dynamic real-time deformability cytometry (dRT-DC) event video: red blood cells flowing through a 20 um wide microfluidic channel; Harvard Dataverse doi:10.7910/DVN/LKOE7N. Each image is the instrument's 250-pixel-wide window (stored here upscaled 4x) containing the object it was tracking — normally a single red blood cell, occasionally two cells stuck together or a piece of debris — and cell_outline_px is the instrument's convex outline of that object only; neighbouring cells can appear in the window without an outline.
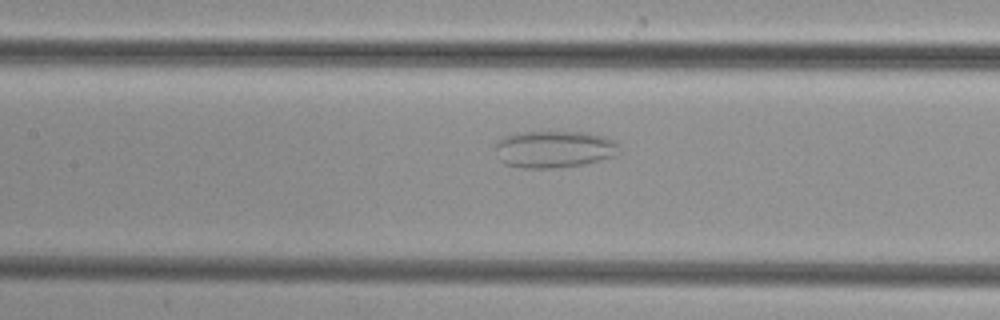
{"species": "common noctule bat (a hibernating species)", "species_latin": "Nyctalus noctula", "temperature_condition": "cold", "stored_images_in_passage": 50, "camera_frame_rate_fps": 3000, "um_per_image_px": 0.085, "animal": {"sex": "female", "body_mass_g": 29.2, "forearm_length_mm": 56.3}, "frame": {"image": 1, "passage_image": 23, "time_ms": 7.333, "image_size_px": [1000, 320], "cell_outline_px": [[620, 156], [584, 164], [556, 168], [520, 168], [504, 164], [500, 160], [496, 148], [496, 140], [504, 136], [516, 132], [588, 132], [604, 136], [620, 144]], "centroid_in_image_um": [47.15, 12.68], "position_along_channel_um": 160.3, "area_um2": 27.28}}
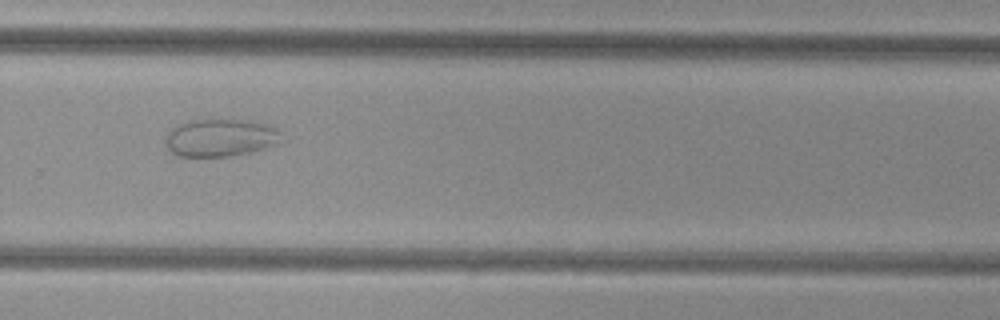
{"frame": {"image": 2, "passage_image": 34, "time_ms": 11.0, "image_size_px": [1000, 320], "cell_outline_px": [[280, 132], [272, 144], [264, 148], [232, 156], [176, 156], [168, 148], [164, 140], [168, 132], [172, 128], [188, 120], [252, 120], [268, 124], [276, 128]], "centroid_in_image_um": [18.66, 11.7], "position_along_channel_um": 311.1, "area_um2": 24.97}}
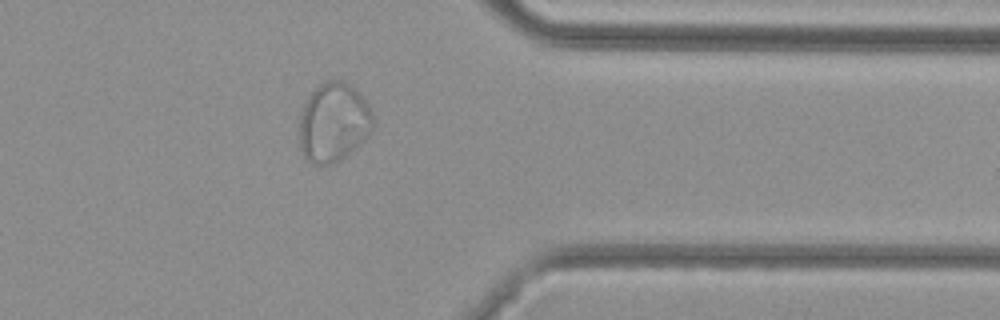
{"frame": {"image": 3, "passage_image": 40, "time_ms": 13.0, "image_size_px": [1000, 320], "cell_outline_px": [[372, 128], [340, 160], [332, 164], [312, 164], [304, 156], [300, 148], [300, 116], [304, 104], [308, 96], [324, 80], [344, 80], [356, 88], [360, 92], [368, 104], [372, 112]], "centroid_in_image_um": [28.32, 10.35], "position_along_channel_um": 383.1, "area_um2": 33.52}}